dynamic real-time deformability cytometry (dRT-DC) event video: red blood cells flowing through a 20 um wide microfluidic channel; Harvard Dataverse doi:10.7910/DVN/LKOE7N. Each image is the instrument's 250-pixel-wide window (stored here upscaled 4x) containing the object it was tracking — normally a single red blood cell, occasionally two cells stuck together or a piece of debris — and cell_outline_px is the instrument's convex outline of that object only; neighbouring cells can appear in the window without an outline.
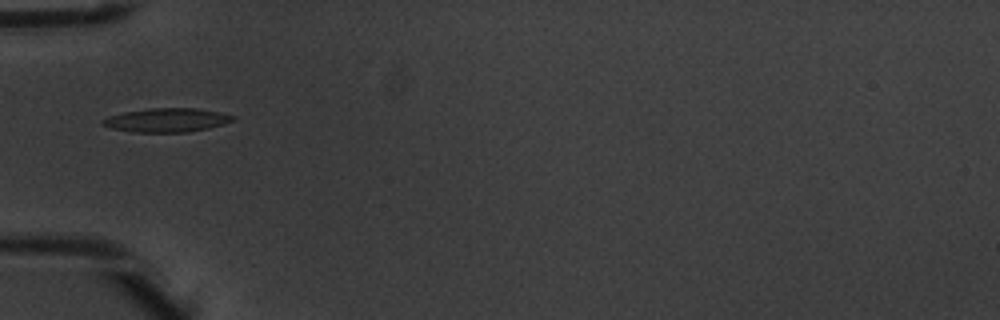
{"species": "common noctule bat (a hibernating species)", "species_latin": "Nyctalus noctula", "temperature_condition": "warm", "stored_images_in_passage": 1, "camera_frame_rate_fps": 3000, "um_per_image_px": 0.085, "animal": {"sex": "male", "body_mass_g": 20.1, "forearm_length_mm": 53.5}, "frame": {"image": 1, "passage_image": 1, "time_ms": 0.0, "image_size_px": [1000, 320], "cell_outline_px": [[236, 120], [224, 124], [208, 128], [188, 132], [132, 132], [112, 128], [100, 124], [100, 120], [108, 116], [124, 112], [152, 108], [196, 108], [220, 112], [236, 116]], "centroid_in_image_um": [14.18, 10.21], "position_along_channel_um": 70.8, "area_um2": 18.21}}